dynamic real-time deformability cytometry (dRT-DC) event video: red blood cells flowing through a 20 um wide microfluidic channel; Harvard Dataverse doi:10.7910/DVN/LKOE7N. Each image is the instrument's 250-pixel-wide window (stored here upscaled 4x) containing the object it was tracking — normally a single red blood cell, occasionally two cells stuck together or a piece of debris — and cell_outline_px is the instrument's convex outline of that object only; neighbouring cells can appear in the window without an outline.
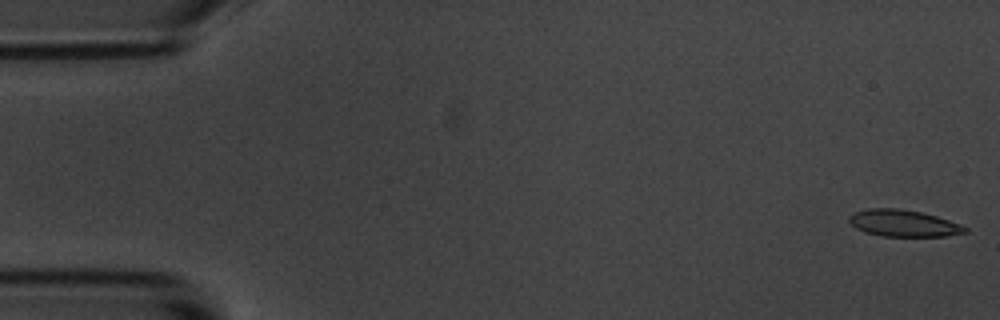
{"species": "common noctule bat (a hibernating species)", "species_latin": "Nyctalus noctula", "temperature_condition": "room temperature", "stored_images_in_passage": 54, "camera_frame_rate_fps": 3000, "um_per_image_px": 0.085, "animal": {"sex": "male", "body_mass_g": 20.1, "forearm_length_mm": 53.5}, "frame": {"image": 1, "passage_image": 1, "time_ms": 0.0, "image_size_px": [1000, 320], "cell_outline_px": [[968, 232], [944, 236], [880, 236], [864, 232], [856, 228], [848, 220], [848, 216], [856, 212], [868, 208], [900, 208], [920, 212], [936, 216], [960, 224], [968, 228]], "centroid_in_image_um": [76.78, 18.97], "position_along_channel_um": 8.2, "area_um2": 18.03}}
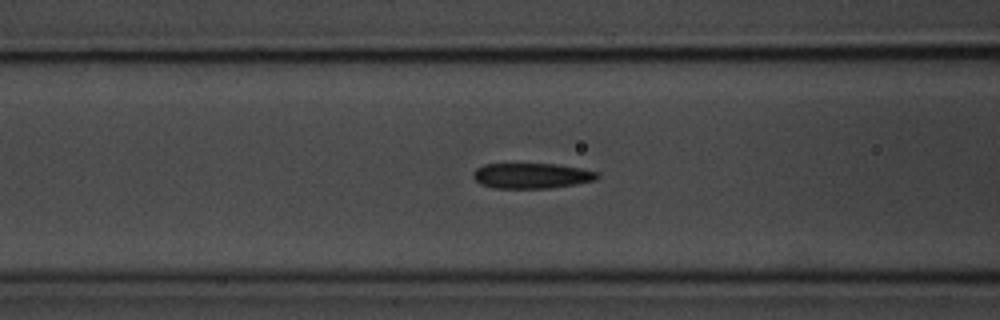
{"frame": {"image": 2, "passage_image": 21, "time_ms": 6.667, "image_size_px": [1000, 320], "cell_outline_px": [[600, 176], [596, 180], [576, 184], [552, 188], [496, 188], [480, 184], [472, 176], [472, 172], [476, 168], [484, 164], [556, 164], [580, 168], [600, 172]], "centroid_in_image_um": [45.21, 14.94], "position_along_channel_um": 121.4, "area_um2": 18.5}}
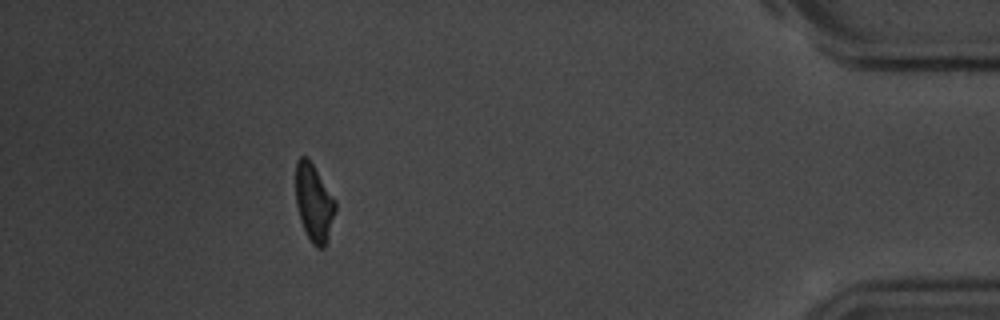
{"frame": {"image": 3, "passage_image": 49, "time_ms": 16.0, "image_size_px": [1000, 320], "cell_outline_px": [[336, 208], [328, 236], [324, 248], [316, 248], [312, 244], [300, 220], [296, 204], [296, 160], [300, 156], [308, 156], [336, 200]], "centroid_in_image_um": [26.68, 17.19], "position_along_channel_um": 408.5, "area_um2": 17.92}, "authors_computed_cell_mechanics": {"area_um2": 18.9006, "velocity_mm_per_s": 3.6709, "shape_relaxation_time_tau1_ms": 8.3605, "shape_relaxation_time_tau2_ms": 6.4446, "deformation_change_tau1": 0.1829, "deformation_change_tau2": 0.1599}}